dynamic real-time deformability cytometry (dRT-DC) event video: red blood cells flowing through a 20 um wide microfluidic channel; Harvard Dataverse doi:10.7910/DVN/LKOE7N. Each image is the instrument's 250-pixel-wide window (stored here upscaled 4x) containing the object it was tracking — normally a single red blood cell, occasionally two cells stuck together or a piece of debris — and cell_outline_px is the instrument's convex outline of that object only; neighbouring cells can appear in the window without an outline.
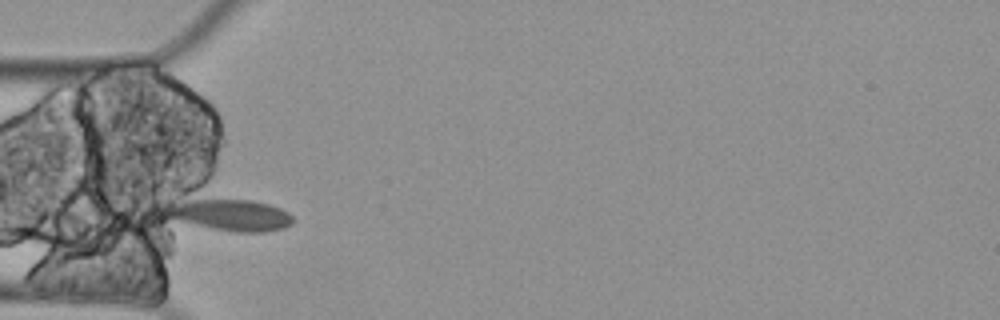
{"species": "Egyptian fruit bat (a non-hibernating species)", "species_latin": "Rousettus aegyptiacus", "temperature_condition": "cold", "stored_images_in_passage": 9, "camera_frame_rate_fps": 3000, "um_per_image_px": 0.085, "animal": {"sex": "female"}, "frame": {"image": 1, "passage_image": 3, "time_ms": 0.667, "image_size_px": [1000, 320], "cell_outline_px": [[292, 224], [284, 228], [264, 232], [236, 232], [168, 220], [160, 208], [160, 204], [168, 200], [200, 196], [204, 196], [252, 200], [268, 204], [280, 208], [288, 212], [292, 216]], "centroid_in_image_um": [19.29, 18.19], "position_along_channel_um": 65.7, "area_um2": 25.32}}
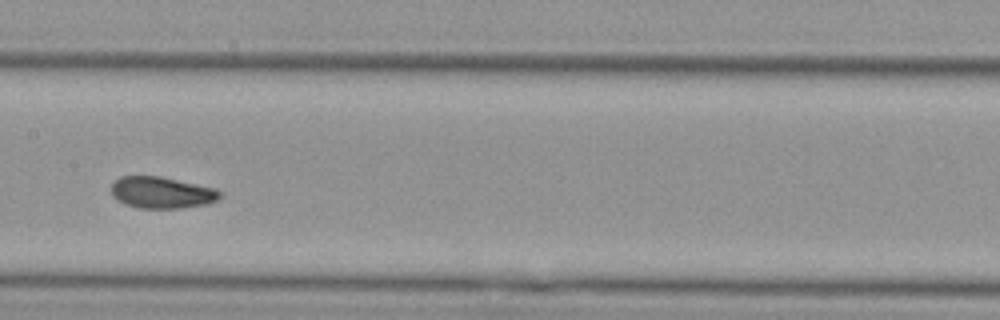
{"frame": {"image": 2, "passage_image": 6, "time_ms": 1.667, "image_size_px": [1000, 320], "cell_outline_px": [[220, 200], [208, 204], [180, 208], [140, 208], [124, 204], [116, 200], [112, 196], [112, 184], [120, 176], [160, 176], [216, 188], [220, 192]], "centroid_in_image_um": [13.75, 16.37], "position_along_channel_um": 193.6, "area_um2": 20.11}}
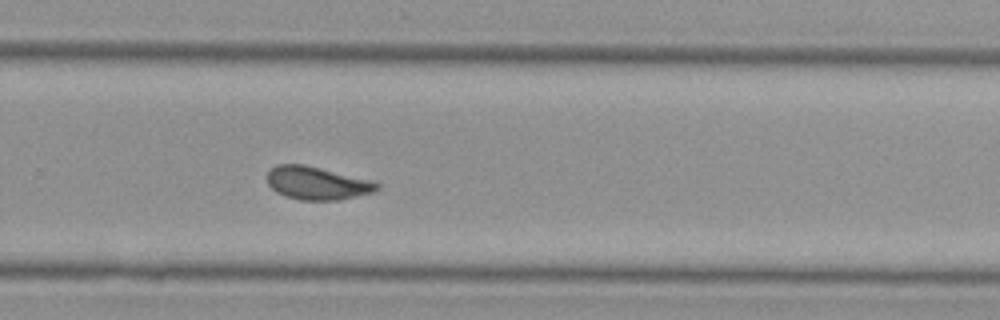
{"frame": {"image": 3, "passage_image": 9, "time_ms": 2.667, "image_size_px": [1000, 320], "cell_outline_px": [[380, 188], [376, 192], [336, 200], [300, 200], [284, 196], [276, 192], [268, 184], [268, 172], [276, 164], [304, 164], [372, 180], [380, 184]], "centroid_in_image_um": [26.97, 15.57], "position_along_channel_um": 302.8, "area_um2": 21.21}}